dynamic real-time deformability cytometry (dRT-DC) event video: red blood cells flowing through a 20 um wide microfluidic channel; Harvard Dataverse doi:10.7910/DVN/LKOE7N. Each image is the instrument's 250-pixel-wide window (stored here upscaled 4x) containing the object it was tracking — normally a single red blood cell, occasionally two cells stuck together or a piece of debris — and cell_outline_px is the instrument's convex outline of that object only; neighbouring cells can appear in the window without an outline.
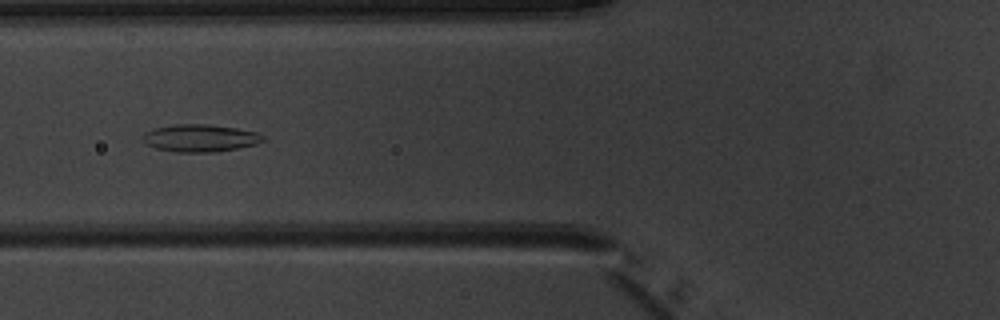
{"species": "common noctule bat (a hibernating species)", "species_latin": "Nyctalus noctula", "temperature_condition": "warm", "stored_images_in_passage": 6, "camera_frame_rate_fps": 3000, "um_per_image_px": 0.085, "animal": {"sex": "male", "body_mass_g": 20.1, "forearm_length_mm": 53.5}, "frame": {"image": 1, "passage_image": 5, "time_ms": 5.0, "image_size_px": [1000, 320], "cell_outline_px": [[264, 140], [256, 144], [216, 152], [176, 152], [156, 148], [144, 144], [140, 136], [156, 128], [176, 124], [208, 124], [236, 128], [256, 132], [264, 136]], "centroid_in_image_um": [16.99, 11.74], "position_along_channel_um": 108.8, "area_um2": 19.13}}
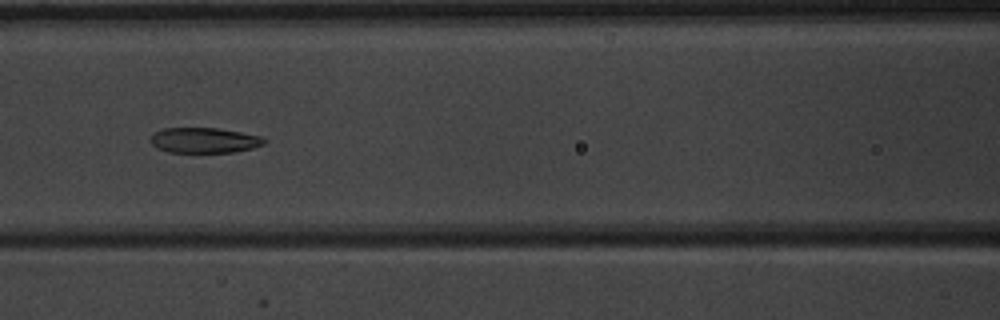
{"frame": {"image": 2, "passage_image": 6, "time_ms": 6.0, "image_size_px": [1000, 320], "cell_outline_px": [[268, 140], [264, 144], [252, 148], [236, 152], [168, 152], [156, 148], [148, 140], [152, 132], [164, 128], [216, 128], [240, 132], [260, 136]], "centroid_in_image_um": [17.31, 11.92], "position_along_channel_um": 149.3, "area_um2": 16.94}}